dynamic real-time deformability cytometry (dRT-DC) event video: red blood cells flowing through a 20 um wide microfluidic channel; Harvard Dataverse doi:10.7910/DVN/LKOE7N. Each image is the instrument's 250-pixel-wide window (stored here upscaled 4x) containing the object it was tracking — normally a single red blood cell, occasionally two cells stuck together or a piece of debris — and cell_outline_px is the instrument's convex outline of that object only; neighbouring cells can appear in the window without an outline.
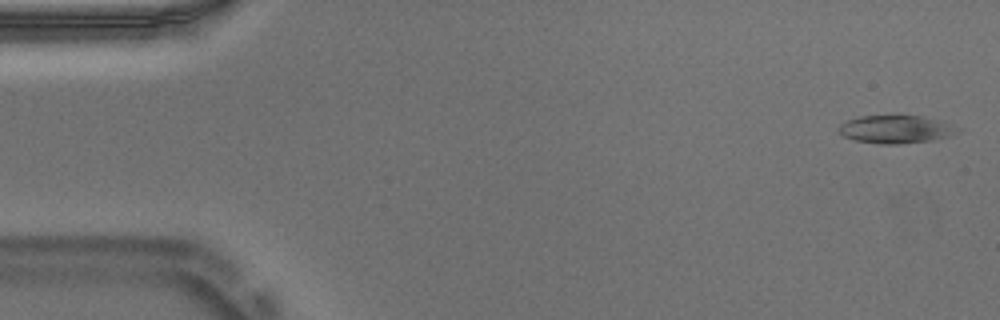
{"species": "Egyptian fruit bat (a non-hibernating species)", "species_latin": "Rousettus aegyptiacus", "temperature_condition": "warm", "stored_images_in_passage": 53, "camera_frame_rate_fps": 3000, "um_per_image_px": 0.085, "animal": {"sex": "male"}, "frame": {"image": 1, "passage_image": 1, "time_ms": 0.0, "image_size_px": [1000, 320], "cell_outline_px": [[964, 128], [960, 132], [948, 136], [932, 140], [900, 144], [880, 144], [852, 140], [836, 132], [836, 128], [840, 124], [848, 120], [860, 116], [924, 116]], "centroid_in_image_um": [76.14, 11.0], "position_along_channel_um": 8.9, "area_um2": 19.59}}
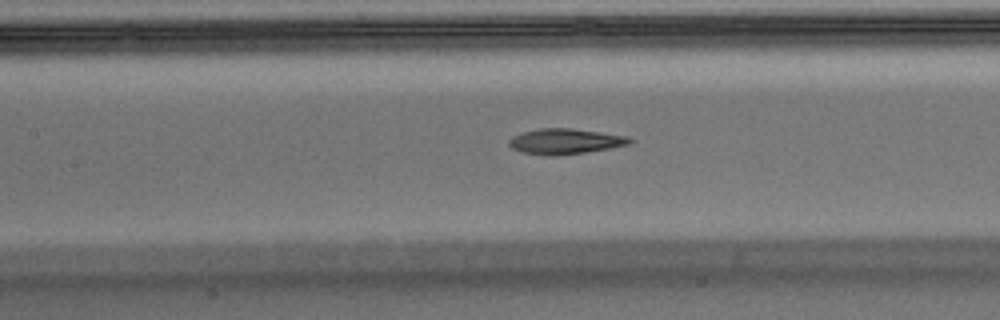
{"frame": {"image": 2, "passage_image": 23, "time_ms": 7.333, "image_size_px": [1000, 320], "cell_outline_px": [[636, 140], [628, 144], [608, 148], [584, 152], [556, 156], [548, 156], [524, 152], [512, 148], [508, 144], [508, 140], [512, 136], [520, 132], [540, 128], [572, 128], [628, 136]], "centroid_in_image_um": [48.01, 12.0], "position_along_channel_um": 159.4, "area_um2": 17.92}}
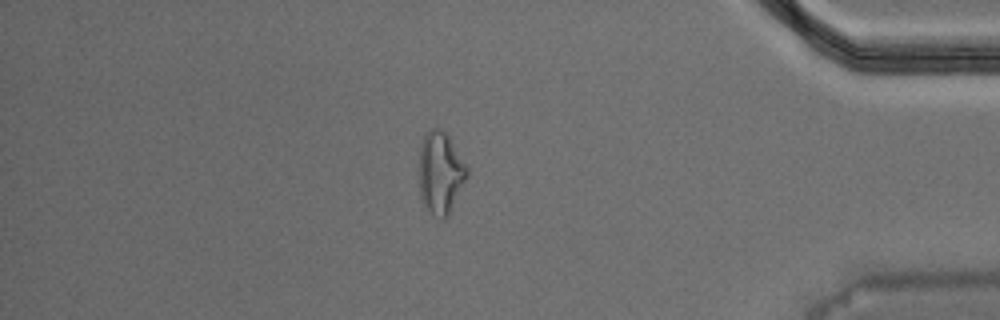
{"frame": {"image": 3, "passage_image": 45, "time_ms": 14.667, "image_size_px": [1000, 320], "cell_outline_px": [[468, 176], [448, 216], [444, 220], [424, 208], [420, 196], [420, 148], [424, 136], [432, 128], [440, 128], [448, 136], [468, 168]], "centroid_in_image_um": [37.44, 14.72], "position_along_channel_um": 397.8, "area_um2": 22.66}, "authors_computed_cell_mechanics": {"area_um2": 18.9006, "velocity_mm_per_s": 3.7464, "shape_relaxation_time_tau1_ms": 10.4879, "shape_relaxation_time_tau2_ms": 5.5155, "deformation_change_tau1": 0.3322, "deformation_change_tau2": 0.1804}}